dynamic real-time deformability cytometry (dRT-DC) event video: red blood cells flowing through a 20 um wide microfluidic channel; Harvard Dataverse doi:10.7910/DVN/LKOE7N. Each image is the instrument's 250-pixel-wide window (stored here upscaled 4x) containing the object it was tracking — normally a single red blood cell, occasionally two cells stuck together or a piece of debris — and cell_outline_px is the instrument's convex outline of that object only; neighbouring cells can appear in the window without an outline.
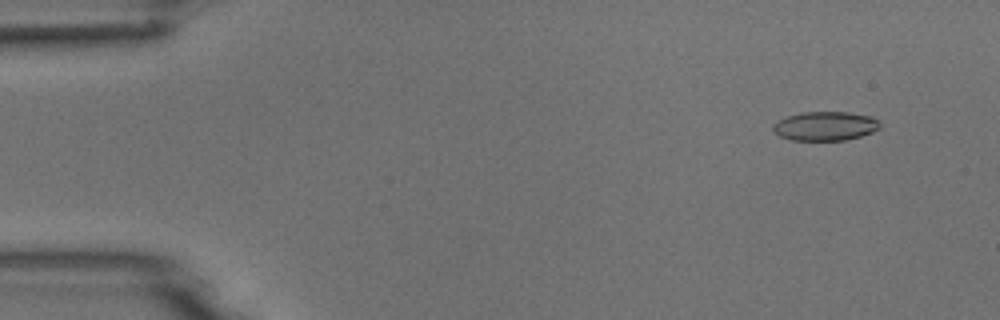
{"species": "common noctule bat (a hibernating species)", "species_latin": "Nyctalus noctula", "temperature_condition": "room temperature", "stored_images_in_passage": 5, "camera_frame_rate_fps": 3000, "um_per_image_px": 0.085, "animal": {"sex": "male", "body_mass_g": 18.8}, "frame": {"image": 1, "passage_image": 2, "time_ms": 0.333, "image_size_px": [1000, 320], "cell_outline_px": [[880, 128], [872, 132], [860, 136], [844, 140], [788, 140], [772, 132], [772, 124], [788, 116], [800, 112], [848, 112], [872, 116], [880, 120]], "centroid_in_image_um": [70.14, 10.71], "position_along_channel_um": 14.9, "area_um2": 18.26}}
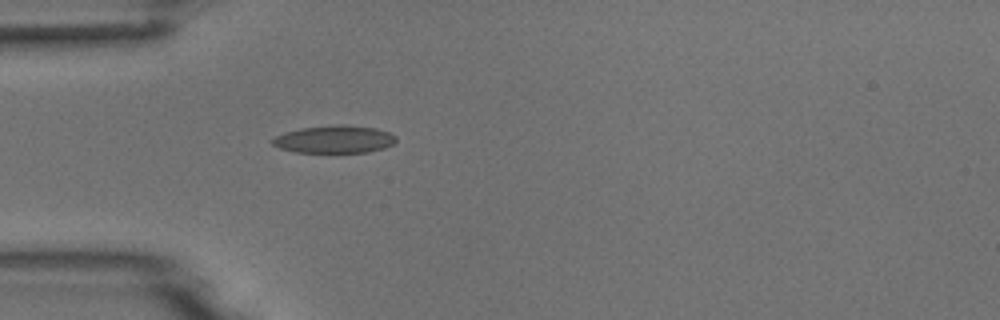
{"frame": {"image": 2, "passage_image": 5, "time_ms": 1.333, "image_size_px": [1000, 320], "cell_outline_px": [[396, 140], [392, 144], [384, 148], [368, 152], [296, 152], [280, 148], [272, 144], [272, 140], [276, 136], [284, 132], [300, 128], [332, 124], [344, 124], [376, 128], [388, 132], [396, 136]], "centroid_in_image_um": [28.42, 11.82], "position_along_channel_um": 56.6, "area_um2": 19.94}}